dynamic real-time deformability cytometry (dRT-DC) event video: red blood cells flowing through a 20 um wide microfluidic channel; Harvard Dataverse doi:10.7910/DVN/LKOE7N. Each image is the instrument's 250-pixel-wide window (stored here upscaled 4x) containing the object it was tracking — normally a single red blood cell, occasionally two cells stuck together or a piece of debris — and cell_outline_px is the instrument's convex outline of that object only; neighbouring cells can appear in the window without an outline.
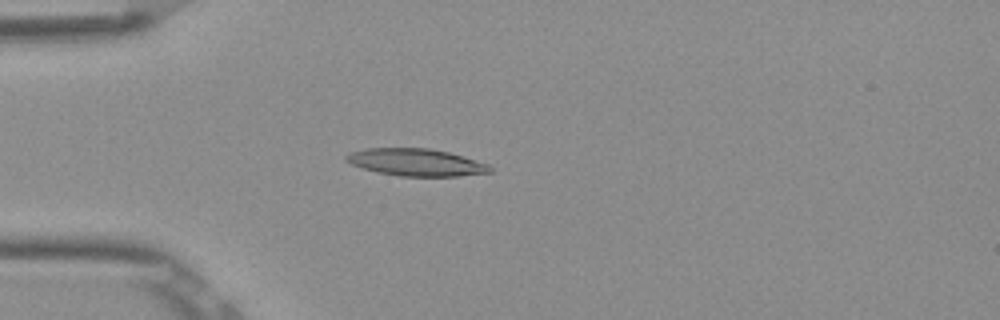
{"species": "Egyptian fruit bat (a non-hibernating species)", "species_latin": "Rousettus aegyptiacus", "temperature_condition": "room temperature", "stored_images_in_passage": 5, "camera_frame_rate_fps": 3000, "um_per_image_px": 0.085, "frame": {"image": 1, "passage_image": 5, "time_ms": 1.333, "image_size_px": [1000, 320], "cell_outline_px": [[492, 172], [456, 176], [400, 176], [376, 172], [352, 164], [344, 160], [344, 156], [348, 152], [364, 148], [428, 148], [448, 152], [476, 160], [488, 164], [492, 168]], "centroid_in_image_um": [35.32, 13.79], "position_along_channel_um": 49.7, "area_um2": 22.83}}